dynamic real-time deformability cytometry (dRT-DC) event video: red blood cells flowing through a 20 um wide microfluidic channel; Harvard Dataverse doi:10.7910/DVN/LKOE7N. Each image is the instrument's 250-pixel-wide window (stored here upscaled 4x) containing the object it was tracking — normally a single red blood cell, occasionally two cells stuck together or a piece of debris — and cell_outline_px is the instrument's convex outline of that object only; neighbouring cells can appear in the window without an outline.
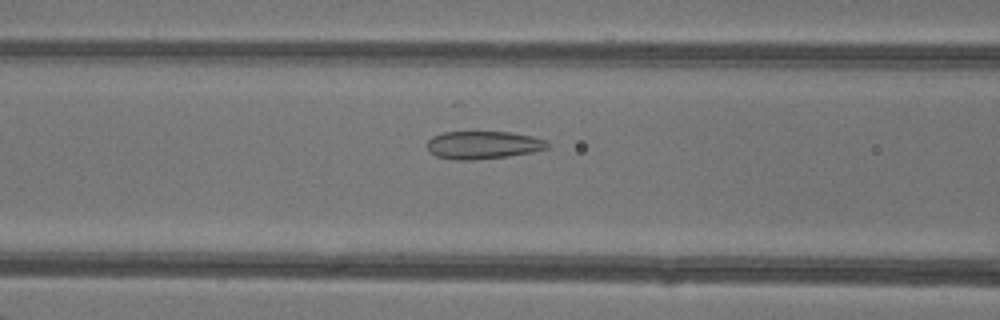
{"species": "common noctule bat (a hibernating species)", "species_latin": "Nyctalus noctula", "temperature_condition": "warm", "stored_images_in_passage": 42, "camera_frame_rate_fps": 3000, "um_per_image_px": 0.085, "animal": {"sex": "female"}, "frame": {"image": 1, "passage_image": 15, "time_ms": 4.667, "image_size_px": [1000, 320], "cell_outline_px": [[548, 148], [532, 152], [508, 156], [472, 160], [456, 160], [436, 156], [428, 152], [428, 140], [432, 136], [444, 132], [512, 132], [532, 136], [544, 140], [548, 144]], "centroid_in_image_um": [41.04, 12.32], "position_along_channel_um": 125.6, "area_um2": 19.48}}
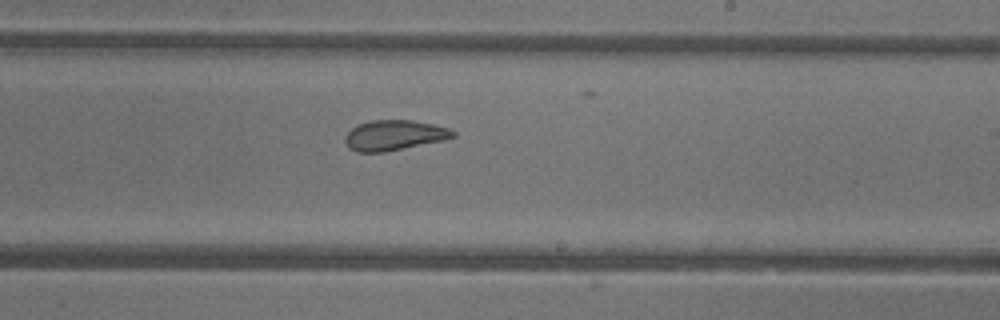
{"frame": {"image": 2, "passage_image": 24, "time_ms": 7.667, "image_size_px": [1000, 320], "cell_outline_px": [[456, 136], [444, 140], [384, 152], [356, 152], [348, 148], [344, 140], [344, 136], [352, 128], [360, 124], [372, 120], [412, 120], [432, 124], [448, 128], [456, 132]], "centroid_in_image_um": [33.49, 11.5], "position_along_channel_um": 255.5, "area_um2": 18.96}}
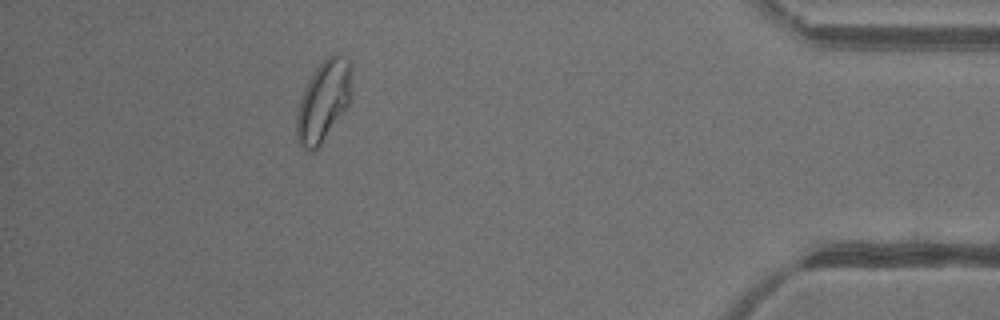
{"frame": {"image": 3, "passage_image": 38, "time_ms": 12.333, "image_size_px": [1000, 320], "cell_outline_px": [[352, 72], [348, 104], [320, 144], [312, 152], [304, 148], [300, 144], [296, 136], [296, 112], [304, 88], [308, 80], [324, 56], [336, 52], [340, 52], [348, 60], [352, 68]], "centroid_in_image_um": [27.48, 8.5], "position_along_channel_um": 407.7, "area_um2": 25.78}, "authors_computed_cell_mechanics": {"area_um2": 21.6172, "velocity_mm_per_s": 4.3425, "shape_relaxation_time_tau1_ms": null, "shape_relaxation_time_tau2_ms": 0.7974, "deformation_change_tau1": null, "deformation_change_tau2": 0.0741}}